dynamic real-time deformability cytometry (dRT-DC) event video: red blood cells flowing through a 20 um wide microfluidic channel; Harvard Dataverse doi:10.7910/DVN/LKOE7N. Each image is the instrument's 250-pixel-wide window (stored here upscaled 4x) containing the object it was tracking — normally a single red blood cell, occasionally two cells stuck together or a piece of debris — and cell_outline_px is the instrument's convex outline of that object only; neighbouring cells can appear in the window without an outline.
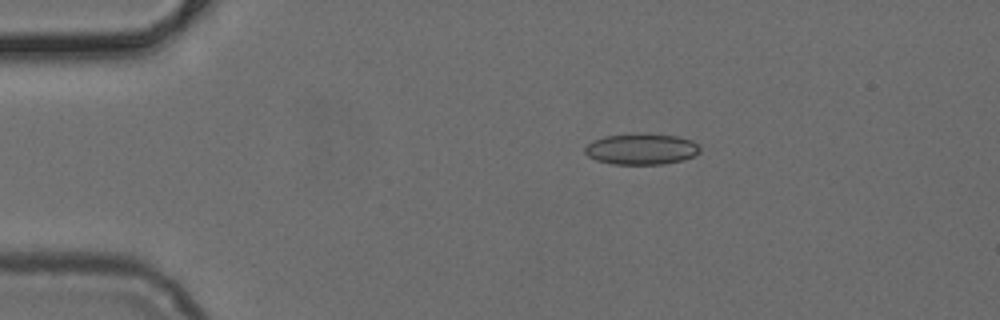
{"species": "common noctule bat (a hibernating species)", "species_latin": "Nyctalus noctula", "temperature_condition": "cold", "stored_images_in_passage": 43, "camera_frame_rate_fps": 3000, "um_per_image_px": 0.085, "animal": {"sex": "female", "body_mass_g": 24.6, "forearm_length_mm": 56.2}, "frame": {"image": 1, "passage_image": 2, "time_ms": 0.333, "image_size_px": [1000, 320], "cell_outline_px": [[700, 152], [696, 156], [684, 160], [664, 164], [612, 164], [596, 160], [588, 156], [584, 152], [584, 148], [592, 140], [604, 136], [644, 132], [676, 136], [692, 140], [700, 148]], "centroid_in_image_um": [54.52, 12.66], "position_along_channel_um": 30.5, "area_um2": 21.21}}
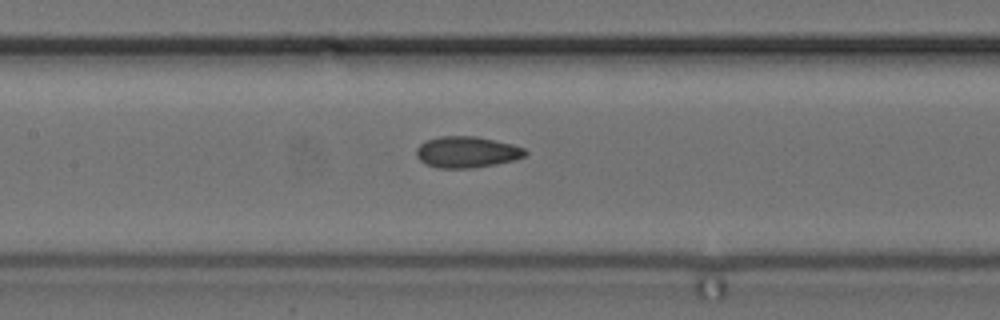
{"frame": {"image": 2, "passage_image": 16, "time_ms": 5.0, "image_size_px": [1000, 320], "cell_outline_px": [[528, 152], [524, 156], [512, 160], [496, 164], [472, 168], [436, 168], [420, 160], [416, 156], [416, 148], [420, 144], [428, 140], [440, 136], [476, 136], [512, 144], [524, 148]], "centroid_in_image_um": [39.67, 12.92], "position_along_channel_um": 167.7, "area_um2": 19.71}}
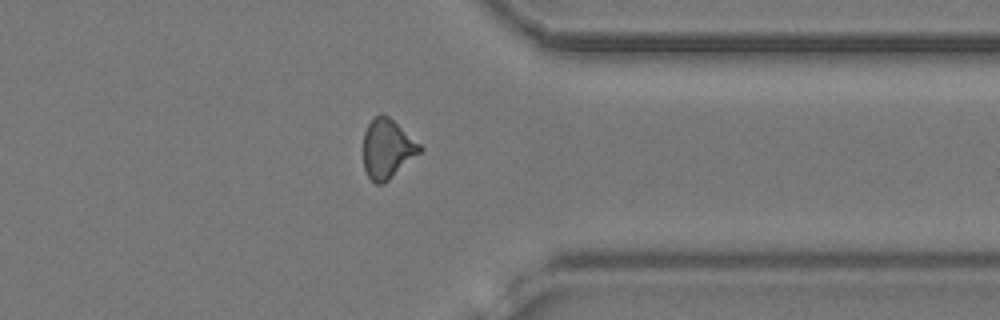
{"frame": {"image": 3, "passage_image": 32, "time_ms": 10.333, "image_size_px": [1000, 320], "cell_outline_px": [[424, 148], [420, 152], [384, 184], [376, 184], [368, 176], [364, 168], [364, 132], [368, 124], [380, 112], [388, 116], [420, 144]], "centroid_in_image_um": [32.91, 12.65], "position_along_channel_um": 378.5, "area_um2": 19.25}}